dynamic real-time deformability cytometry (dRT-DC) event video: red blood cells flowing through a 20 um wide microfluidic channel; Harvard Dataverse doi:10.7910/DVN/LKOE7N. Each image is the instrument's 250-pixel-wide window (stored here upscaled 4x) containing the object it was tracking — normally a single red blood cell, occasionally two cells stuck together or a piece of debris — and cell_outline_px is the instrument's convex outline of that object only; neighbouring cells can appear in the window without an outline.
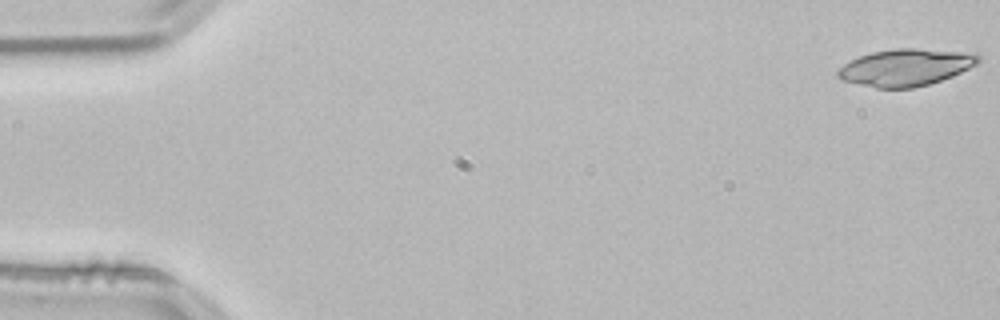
{"species": "common noctule bat (a hibernating species)", "species_latin": "Nyctalus noctula", "temperature_condition": "room temperature", "stored_images_in_passage": 13, "camera_frame_rate_fps": 3000, "um_per_image_px": 0.085, "animal": {"sex": "male", "body_mass_g": 21.5, "forearm_length_mm": 52.0}, "frame": {"image": 1, "passage_image": 1, "time_ms": 0.0, "image_size_px": [1000, 320], "cell_outline_px": [[980, 60], [976, 64], [952, 76], [928, 84], [912, 88], [876, 88], [840, 80], [836, 76], [836, 72], [844, 64], [860, 56], [872, 52], [892, 48], [916, 48], [976, 52], [980, 56]], "centroid_in_image_um": [76.99, 5.72], "position_along_channel_um": 8.0, "area_um2": 30.4}}